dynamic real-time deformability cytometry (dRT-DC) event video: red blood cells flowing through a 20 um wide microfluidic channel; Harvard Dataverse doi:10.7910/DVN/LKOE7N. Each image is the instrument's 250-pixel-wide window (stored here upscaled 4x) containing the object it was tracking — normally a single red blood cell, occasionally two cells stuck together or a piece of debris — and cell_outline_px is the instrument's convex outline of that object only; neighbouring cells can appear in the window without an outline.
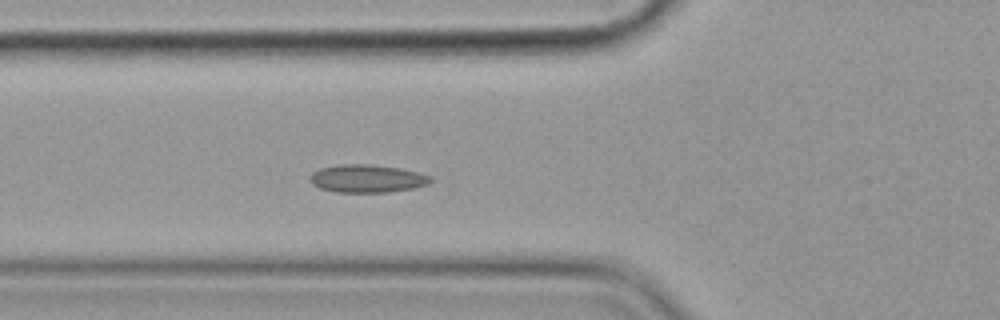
{"species": "common noctule bat (a hibernating species)", "species_latin": "Nyctalus noctula", "temperature_condition": "cold", "stored_images_in_passage": 4, "camera_frame_rate_fps": 3000, "um_per_image_px": 0.085, "animal": {"sex": "female", "body_mass_g": 19.9}, "frame": {"image": 1, "passage_image": 4, "time_ms": 3.333, "image_size_px": [1000, 320], "cell_outline_px": [[432, 180], [428, 184], [412, 188], [388, 192], [336, 192], [320, 188], [312, 184], [312, 172], [320, 168], [340, 164], [368, 164], [400, 168], [432, 176]], "centroid_in_image_um": [31.21, 15.17], "position_along_channel_um": 94.6, "area_um2": 19.42}}